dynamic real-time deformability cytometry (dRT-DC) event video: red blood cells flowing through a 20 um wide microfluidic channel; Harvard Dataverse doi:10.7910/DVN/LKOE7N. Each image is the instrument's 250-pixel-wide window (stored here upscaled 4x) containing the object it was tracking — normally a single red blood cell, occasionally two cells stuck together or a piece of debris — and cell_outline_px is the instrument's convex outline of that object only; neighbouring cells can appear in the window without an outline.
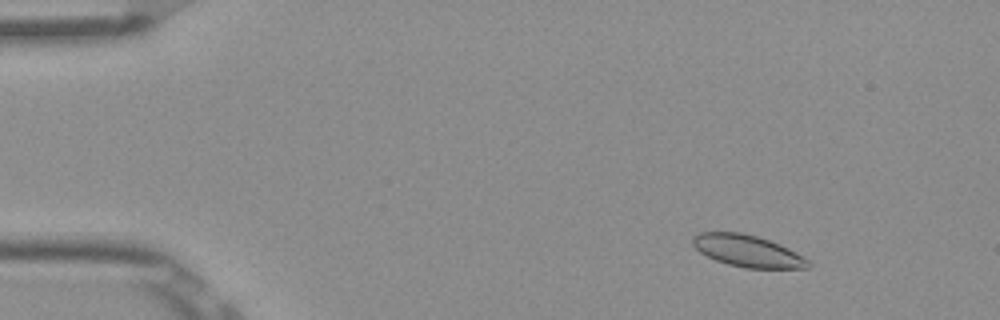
{"species": "Egyptian fruit bat (a non-hibernating species)", "species_latin": "Rousettus aegyptiacus", "temperature_condition": "room temperature", "stored_images_in_passage": 53, "camera_frame_rate_fps": 3000, "um_per_image_px": 0.085, "frame": {"image": 1, "passage_image": 7, "time_ms": 2.0, "image_size_px": [1000, 320], "cell_outline_px": [[812, 264], [808, 268], [744, 268], [728, 264], [716, 260], [700, 252], [692, 244], [692, 236], [700, 232], [740, 232], [756, 236], [780, 244], [808, 260]], "centroid_in_image_um": [63.51, 21.33], "position_along_channel_um": 21.5, "area_um2": 21.21}}
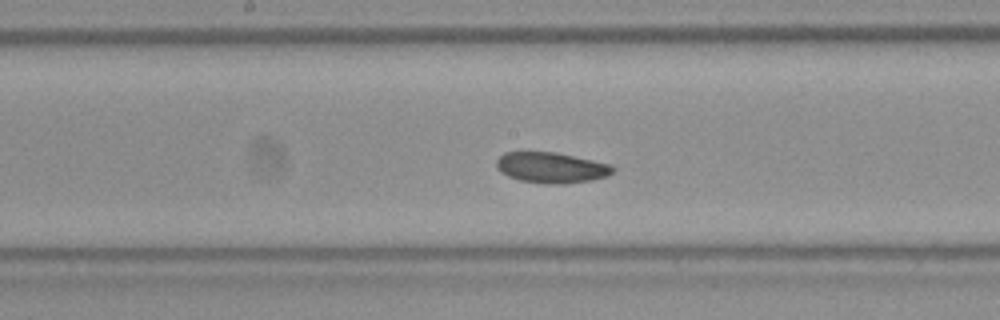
{"frame": {"image": 2, "passage_image": 28, "time_ms": 9.0, "image_size_px": [1000, 320], "cell_outline_px": [[616, 168], [608, 176], [592, 180], [564, 184], [544, 184], [520, 180], [508, 176], [500, 172], [496, 168], [496, 160], [504, 152], [556, 152], [612, 164]], "centroid_in_image_um": [46.87, 14.25], "position_along_channel_um": 201.3, "area_um2": 21.04}}
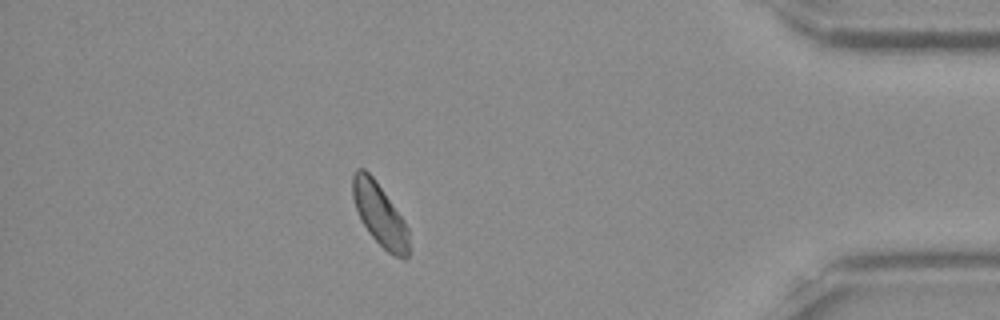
{"frame": {"image": 3, "passage_image": 47, "time_ms": 15.333, "image_size_px": [1000, 320], "cell_outline_px": [[408, 256], [404, 260], [388, 252], [368, 232], [360, 220], [352, 196], [352, 176], [356, 168], [364, 168], [376, 180], [404, 220], [408, 228]], "centroid_in_image_um": [32.25, 18.21], "position_along_channel_um": 402.9, "area_um2": 20.4}}